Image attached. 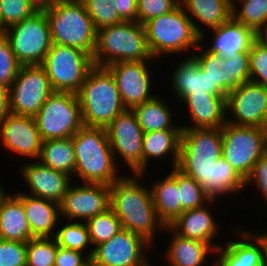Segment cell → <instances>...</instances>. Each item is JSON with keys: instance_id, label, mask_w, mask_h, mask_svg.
I'll return each mask as SVG.
<instances>
[{"instance_id": "obj_1", "label": "cell", "mask_w": 267, "mask_h": 266, "mask_svg": "<svg viewBox=\"0 0 267 266\" xmlns=\"http://www.w3.org/2000/svg\"><path fill=\"white\" fill-rule=\"evenodd\" d=\"M142 174L122 175L110 185V208L121 221L123 229L140 235L153 246L155 234L164 224L158 219L150 187L141 183Z\"/></svg>"}, {"instance_id": "obj_2", "label": "cell", "mask_w": 267, "mask_h": 266, "mask_svg": "<svg viewBox=\"0 0 267 266\" xmlns=\"http://www.w3.org/2000/svg\"><path fill=\"white\" fill-rule=\"evenodd\" d=\"M76 167L74 177L82 183L111 185L122 176L105 128L82 126L72 137Z\"/></svg>"}, {"instance_id": "obj_3", "label": "cell", "mask_w": 267, "mask_h": 266, "mask_svg": "<svg viewBox=\"0 0 267 266\" xmlns=\"http://www.w3.org/2000/svg\"><path fill=\"white\" fill-rule=\"evenodd\" d=\"M221 156V128H182L176 168L198 182L210 200L211 171Z\"/></svg>"}, {"instance_id": "obj_4", "label": "cell", "mask_w": 267, "mask_h": 266, "mask_svg": "<svg viewBox=\"0 0 267 266\" xmlns=\"http://www.w3.org/2000/svg\"><path fill=\"white\" fill-rule=\"evenodd\" d=\"M84 126L107 128L127 108L106 67L94 66L76 93Z\"/></svg>"}, {"instance_id": "obj_5", "label": "cell", "mask_w": 267, "mask_h": 266, "mask_svg": "<svg viewBox=\"0 0 267 266\" xmlns=\"http://www.w3.org/2000/svg\"><path fill=\"white\" fill-rule=\"evenodd\" d=\"M92 59L99 67L117 62L155 60L148 48L145 27L137 21H123L98 29Z\"/></svg>"}, {"instance_id": "obj_6", "label": "cell", "mask_w": 267, "mask_h": 266, "mask_svg": "<svg viewBox=\"0 0 267 266\" xmlns=\"http://www.w3.org/2000/svg\"><path fill=\"white\" fill-rule=\"evenodd\" d=\"M144 27L148 48L154 59L162 54H185L201 43V36L180 4L173 11L149 20Z\"/></svg>"}, {"instance_id": "obj_7", "label": "cell", "mask_w": 267, "mask_h": 266, "mask_svg": "<svg viewBox=\"0 0 267 266\" xmlns=\"http://www.w3.org/2000/svg\"><path fill=\"white\" fill-rule=\"evenodd\" d=\"M44 11L50 24L52 44L75 47L93 55L97 30L82 2L60 0Z\"/></svg>"}, {"instance_id": "obj_8", "label": "cell", "mask_w": 267, "mask_h": 266, "mask_svg": "<svg viewBox=\"0 0 267 266\" xmlns=\"http://www.w3.org/2000/svg\"><path fill=\"white\" fill-rule=\"evenodd\" d=\"M41 66L54 91L77 93L95 65L92 56L81 49L52 44Z\"/></svg>"}, {"instance_id": "obj_9", "label": "cell", "mask_w": 267, "mask_h": 266, "mask_svg": "<svg viewBox=\"0 0 267 266\" xmlns=\"http://www.w3.org/2000/svg\"><path fill=\"white\" fill-rule=\"evenodd\" d=\"M34 119L42 141L71 138L83 126L77 94L54 91Z\"/></svg>"}, {"instance_id": "obj_10", "label": "cell", "mask_w": 267, "mask_h": 266, "mask_svg": "<svg viewBox=\"0 0 267 266\" xmlns=\"http://www.w3.org/2000/svg\"><path fill=\"white\" fill-rule=\"evenodd\" d=\"M222 156L246 179L267 148V133L262 127L236 126L226 122L221 127Z\"/></svg>"}, {"instance_id": "obj_11", "label": "cell", "mask_w": 267, "mask_h": 266, "mask_svg": "<svg viewBox=\"0 0 267 266\" xmlns=\"http://www.w3.org/2000/svg\"><path fill=\"white\" fill-rule=\"evenodd\" d=\"M5 36L21 65H41L52 45L50 24L44 10L9 27Z\"/></svg>"}, {"instance_id": "obj_12", "label": "cell", "mask_w": 267, "mask_h": 266, "mask_svg": "<svg viewBox=\"0 0 267 266\" xmlns=\"http://www.w3.org/2000/svg\"><path fill=\"white\" fill-rule=\"evenodd\" d=\"M53 92L50 79L41 65H21L9 87L10 111L35 117Z\"/></svg>"}, {"instance_id": "obj_13", "label": "cell", "mask_w": 267, "mask_h": 266, "mask_svg": "<svg viewBox=\"0 0 267 266\" xmlns=\"http://www.w3.org/2000/svg\"><path fill=\"white\" fill-rule=\"evenodd\" d=\"M196 48L201 53L192 55L199 67L210 77L213 86L227 98V94L250 81L249 52L221 56L211 52L203 42ZM205 46V47H204Z\"/></svg>"}, {"instance_id": "obj_14", "label": "cell", "mask_w": 267, "mask_h": 266, "mask_svg": "<svg viewBox=\"0 0 267 266\" xmlns=\"http://www.w3.org/2000/svg\"><path fill=\"white\" fill-rule=\"evenodd\" d=\"M106 132L115 161L119 156L132 174H142L144 132L132 109L120 113L106 128Z\"/></svg>"}, {"instance_id": "obj_15", "label": "cell", "mask_w": 267, "mask_h": 266, "mask_svg": "<svg viewBox=\"0 0 267 266\" xmlns=\"http://www.w3.org/2000/svg\"><path fill=\"white\" fill-rule=\"evenodd\" d=\"M151 247L140 235L122 229L107 242L96 246L91 260L97 266H150L147 250Z\"/></svg>"}, {"instance_id": "obj_16", "label": "cell", "mask_w": 267, "mask_h": 266, "mask_svg": "<svg viewBox=\"0 0 267 266\" xmlns=\"http://www.w3.org/2000/svg\"><path fill=\"white\" fill-rule=\"evenodd\" d=\"M110 206V185L101 183L71 184L59 203L60 218L86 222L90 218L106 212Z\"/></svg>"}, {"instance_id": "obj_17", "label": "cell", "mask_w": 267, "mask_h": 266, "mask_svg": "<svg viewBox=\"0 0 267 266\" xmlns=\"http://www.w3.org/2000/svg\"><path fill=\"white\" fill-rule=\"evenodd\" d=\"M266 109L267 88L263 85L248 81L227 94L226 121L230 124L262 127Z\"/></svg>"}, {"instance_id": "obj_18", "label": "cell", "mask_w": 267, "mask_h": 266, "mask_svg": "<svg viewBox=\"0 0 267 266\" xmlns=\"http://www.w3.org/2000/svg\"><path fill=\"white\" fill-rule=\"evenodd\" d=\"M150 62L153 61L117 62L106 67L111 72L127 109H132L156 96L153 91L151 93L153 87L150 78L153 77L150 76Z\"/></svg>"}, {"instance_id": "obj_19", "label": "cell", "mask_w": 267, "mask_h": 266, "mask_svg": "<svg viewBox=\"0 0 267 266\" xmlns=\"http://www.w3.org/2000/svg\"><path fill=\"white\" fill-rule=\"evenodd\" d=\"M0 143L10 153L38 160L42 139L34 117L11 113L0 123Z\"/></svg>"}, {"instance_id": "obj_20", "label": "cell", "mask_w": 267, "mask_h": 266, "mask_svg": "<svg viewBox=\"0 0 267 266\" xmlns=\"http://www.w3.org/2000/svg\"><path fill=\"white\" fill-rule=\"evenodd\" d=\"M23 164L21 177L27 182L29 195L60 203L72 184L70 175L53 170L39 160Z\"/></svg>"}, {"instance_id": "obj_21", "label": "cell", "mask_w": 267, "mask_h": 266, "mask_svg": "<svg viewBox=\"0 0 267 266\" xmlns=\"http://www.w3.org/2000/svg\"><path fill=\"white\" fill-rule=\"evenodd\" d=\"M236 228V229H235ZM239 240H228L215 250L220 254L214 261L215 266H262L263 244L261 238L254 232L238 225L232 229Z\"/></svg>"}, {"instance_id": "obj_22", "label": "cell", "mask_w": 267, "mask_h": 266, "mask_svg": "<svg viewBox=\"0 0 267 266\" xmlns=\"http://www.w3.org/2000/svg\"><path fill=\"white\" fill-rule=\"evenodd\" d=\"M215 202L217 203V201L210 200L207 206L184 211L168 227L180 237L208 243L216 250L220 245L214 240L218 238L217 235L221 229L209 210L211 208H208Z\"/></svg>"}, {"instance_id": "obj_23", "label": "cell", "mask_w": 267, "mask_h": 266, "mask_svg": "<svg viewBox=\"0 0 267 266\" xmlns=\"http://www.w3.org/2000/svg\"><path fill=\"white\" fill-rule=\"evenodd\" d=\"M181 103L186 104L190 122L182 128H221L226 121V97L213 94H189Z\"/></svg>"}, {"instance_id": "obj_24", "label": "cell", "mask_w": 267, "mask_h": 266, "mask_svg": "<svg viewBox=\"0 0 267 266\" xmlns=\"http://www.w3.org/2000/svg\"><path fill=\"white\" fill-rule=\"evenodd\" d=\"M15 195L22 201L33 238L54 237L61 223L59 203L25 192Z\"/></svg>"}, {"instance_id": "obj_25", "label": "cell", "mask_w": 267, "mask_h": 266, "mask_svg": "<svg viewBox=\"0 0 267 266\" xmlns=\"http://www.w3.org/2000/svg\"><path fill=\"white\" fill-rule=\"evenodd\" d=\"M172 90L183 101L189 94H213L222 95L214 86L208 75L199 67L193 56L184 58L183 61L175 65L170 77Z\"/></svg>"}, {"instance_id": "obj_26", "label": "cell", "mask_w": 267, "mask_h": 266, "mask_svg": "<svg viewBox=\"0 0 267 266\" xmlns=\"http://www.w3.org/2000/svg\"><path fill=\"white\" fill-rule=\"evenodd\" d=\"M180 6L185 10L187 16L193 23L195 31L201 36V42H205V30L218 28L232 18L231 0H179ZM193 16V18H192ZM195 19V21H194ZM197 21V22H196ZM199 21V23H198ZM198 23V24H197Z\"/></svg>"}, {"instance_id": "obj_27", "label": "cell", "mask_w": 267, "mask_h": 266, "mask_svg": "<svg viewBox=\"0 0 267 266\" xmlns=\"http://www.w3.org/2000/svg\"><path fill=\"white\" fill-rule=\"evenodd\" d=\"M166 230L173 235L164 255L167 266H204L210 253H215V249L208 243L180 237L168 226H165L164 231Z\"/></svg>"}, {"instance_id": "obj_28", "label": "cell", "mask_w": 267, "mask_h": 266, "mask_svg": "<svg viewBox=\"0 0 267 266\" xmlns=\"http://www.w3.org/2000/svg\"><path fill=\"white\" fill-rule=\"evenodd\" d=\"M211 47L206 48L221 56H232L250 49L254 32L232 18L222 26L212 29Z\"/></svg>"}, {"instance_id": "obj_29", "label": "cell", "mask_w": 267, "mask_h": 266, "mask_svg": "<svg viewBox=\"0 0 267 266\" xmlns=\"http://www.w3.org/2000/svg\"><path fill=\"white\" fill-rule=\"evenodd\" d=\"M182 129H166L151 131L143 134V173L147 172V165L152 158L161 159L171 157V168L177 166L179 160ZM146 169V170H145Z\"/></svg>"}, {"instance_id": "obj_30", "label": "cell", "mask_w": 267, "mask_h": 266, "mask_svg": "<svg viewBox=\"0 0 267 266\" xmlns=\"http://www.w3.org/2000/svg\"><path fill=\"white\" fill-rule=\"evenodd\" d=\"M0 239L28 242L33 239L22 201L8 194L0 206Z\"/></svg>"}, {"instance_id": "obj_31", "label": "cell", "mask_w": 267, "mask_h": 266, "mask_svg": "<svg viewBox=\"0 0 267 266\" xmlns=\"http://www.w3.org/2000/svg\"><path fill=\"white\" fill-rule=\"evenodd\" d=\"M159 95L132 108L144 133L166 129H182V125L174 124L173 110Z\"/></svg>"}, {"instance_id": "obj_32", "label": "cell", "mask_w": 267, "mask_h": 266, "mask_svg": "<svg viewBox=\"0 0 267 266\" xmlns=\"http://www.w3.org/2000/svg\"><path fill=\"white\" fill-rule=\"evenodd\" d=\"M151 195L158 219L169 226L181 215L179 190L176 180L170 175L155 181L151 188Z\"/></svg>"}, {"instance_id": "obj_33", "label": "cell", "mask_w": 267, "mask_h": 266, "mask_svg": "<svg viewBox=\"0 0 267 266\" xmlns=\"http://www.w3.org/2000/svg\"><path fill=\"white\" fill-rule=\"evenodd\" d=\"M38 160L49 168L66 173L73 178L76 159L72 138L42 141Z\"/></svg>"}, {"instance_id": "obj_34", "label": "cell", "mask_w": 267, "mask_h": 266, "mask_svg": "<svg viewBox=\"0 0 267 266\" xmlns=\"http://www.w3.org/2000/svg\"><path fill=\"white\" fill-rule=\"evenodd\" d=\"M245 188V179L221 156L211 171V200L235 195Z\"/></svg>"}, {"instance_id": "obj_35", "label": "cell", "mask_w": 267, "mask_h": 266, "mask_svg": "<svg viewBox=\"0 0 267 266\" xmlns=\"http://www.w3.org/2000/svg\"><path fill=\"white\" fill-rule=\"evenodd\" d=\"M63 227L58 223L59 228L54 236L57 244L61 247L78 250L91 258L93 249H90L91 243L89 240L88 228L85 222L66 221ZM87 249L88 252H87Z\"/></svg>"}, {"instance_id": "obj_36", "label": "cell", "mask_w": 267, "mask_h": 266, "mask_svg": "<svg viewBox=\"0 0 267 266\" xmlns=\"http://www.w3.org/2000/svg\"><path fill=\"white\" fill-rule=\"evenodd\" d=\"M169 173L177 182L179 190V203H181V214L184 211L207 205L210 199L205 195L201 185L192 177L182 173L176 167L171 168Z\"/></svg>"}, {"instance_id": "obj_37", "label": "cell", "mask_w": 267, "mask_h": 266, "mask_svg": "<svg viewBox=\"0 0 267 266\" xmlns=\"http://www.w3.org/2000/svg\"><path fill=\"white\" fill-rule=\"evenodd\" d=\"M232 19L255 33L267 21V0H232Z\"/></svg>"}, {"instance_id": "obj_38", "label": "cell", "mask_w": 267, "mask_h": 266, "mask_svg": "<svg viewBox=\"0 0 267 266\" xmlns=\"http://www.w3.org/2000/svg\"><path fill=\"white\" fill-rule=\"evenodd\" d=\"M85 223L88 228L91 246L93 245L92 249L107 242L123 229L121 221L111 208L102 214L90 218Z\"/></svg>"}, {"instance_id": "obj_39", "label": "cell", "mask_w": 267, "mask_h": 266, "mask_svg": "<svg viewBox=\"0 0 267 266\" xmlns=\"http://www.w3.org/2000/svg\"><path fill=\"white\" fill-rule=\"evenodd\" d=\"M58 244L54 237L33 238L27 242V266H54Z\"/></svg>"}, {"instance_id": "obj_40", "label": "cell", "mask_w": 267, "mask_h": 266, "mask_svg": "<svg viewBox=\"0 0 267 266\" xmlns=\"http://www.w3.org/2000/svg\"><path fill=\"white\" fill-rule=\"evenodd\" d=\"M82 3L96 30L123 22L114 0H84Z\"/></svg>"}, {"instance_id": "obj_41", "label": "cell", "mask_w": 267, "mask_h": 266, "mask_svg": "<svg viewBox=\"0 0 267 266\" xmlns=\"http://www.w3.org/2000/svg\"><path fill=\"white\" fill-rule=\"evenodd\" d=\"M37 8L30 0H0V21L5 29L32 16Z\"/></svg>"}, {"instance_id": "obj_42", "label": "cell", "mask_w": 267, "mask_h": 266, "mask_svg": "<svg viewBox=\"0 0 267 266\" xmlns=\"http://www.w3.org/2000/svg\"><path fill=\"white\" fill-rule=\"evenodd\" d=\"M21 64L14 55L6 36L0 37V83L10 87L18 75Z\"/></svg>"}, {"instance_id": "obj_43", "label": "cell", "mask_w": 267, "mask_h": 266, "mask_svg": "<svg viewBox=\"0 0 267 266\" xmlns=\"http://www.w3.org/2000/svg\"><path fill=\"white\" fill-rule=\"evenodd\" d=\"M249 52L250 81L267 88V47L252 41Z\"/></svg>"}, {"instance_id": "obj_44", "label": "cell", "mask_w": 267, "mask_h": 266, "mask_svg": "<svg viewBox=\"0 0 267 266\" xmlns=\"http://www.w3.org/2000/svg\"><path fill=\"white\" fill-rule=\"evenodd\" d=\"M137 22L144 25L149 20L173 11L179 0H137Z\"/></svg>"}, {"instance_id": "obj_45", "label": "cell", "mask_w": 267, "mask_h": 266, "mask_svg": "<svg viewBox=\"0 0 267 266\" xmlns=\"http://www.w3.org/2000/svg\"><path fill=\"white\" fill-rule=\"evenodd\" d=\"M27 242L0 239V266H27Z\"/></svg>"}, {"instance_id": "obj_46", "label": "cell", "mask_w": 267, "mask_h": 266, "mask_svg": "<svg viewBox=\"0 0 267 266\" xmlns=\"http://www.w3.org/2000/svg\"><path fill=\"white\" fill-rule=\"evenodd\" d=\"M258 189L267 205V148L262 158L253 166L251 174L245 179V187L252 186Z\"/></svg>"}, {"instance_id": "obj_47", "label": "cell", "mask_w": 267, "mask_h": 266, "mask_svg": "<svg viewBox=\"0 0 267 266\" xmlns=\"http://www.w3.org/2000/svg\"><path fill=\"white\" fill-rule=\"evenodd\" d=\"M91 258L78 250L64 248L58 245L54 266H83Z\"/></svg>"}, {"instance_id": "obj_48", "label": "cell", "mask_w": 267, "mask_h": 266, "mask_svg": "<svg viewBox=\"0 0 267 266\" xmlns=\"http://www.w3.org/2000/svg\"><path fill=\"white\" fill-rule=\"evenodd\" d=\"M114 3L123 21H137V0H114Z\"/></svg>"}, {"instance_id": "obj_49", "label": "cell", "mask_w": 267, "mask_h": 266, "mask_svg": "<svg viewBox=\"0 0 267 266\" xmlns=\"http://www.w3.org/2000/svg\"><path fill=\"white\" fill-rule=\"evenodd\" d=\"M10 114L9 87L0 83V123Z\"/></svg>"}, {"instance_id": "obj_50", "label": "cell", "mask_w": 267, "mask_h": 266, "mask_svg": "<svg viewBox=\"0 0 267 266\" xmlns=\"http://www.w3.org/2000/svg\"><path fill=\"white\" fill-rule=\"evenodd\" d=\"M254 39L261 45L267 47V21L255 31Z\"/></svg>"}, {"instance_id": "obj_51", "label": "cell", "mask_w": 267, "mask_h": 266, "mask_svg": "<svg viewBox=\"0 0 267 266\" xmlns=\"http://www.w3.org/2000/svg\"><path fill=\"white\" fill-rule=\"evenodd\" d=\"M37 10H44L54 6L60 0H30Z\"/></svg>"}, {"instance_id": "obj_52", "label": "cell", "mask_w": 267, "mask_h": 266, "mask_svg": "<svg viewBox=\"0 0 267 266\" xmlns=\"http://www.w3.org/2000/svg\"><path fill=\"white\" fill-rule=\"evenodd\" d=\"M262 240L263 244V261L262 266H267V231L264 230L263 233H256Z\"/></svg>"}, {"instance_id": "obj_53", "label": "cell", "mask_w": 267, "mask_h": 266, "mask_svg": "<svg viewBox=\"0 0 267 266\" xmlns=\"http://www.w3.org/2000/svg\"><path fill=\"white\" fill-rule=\"evenodd\" d=\"M8 193L5 191V187H3V183L0 181V206L2 201L7 197Z\"/></svg>"}, {"instance_id": "obj_54", "label": "cell", "mask_w": 267, "mask_h": 266, "mask_svg": "<svg viewBox=\"0 0 267 266\" xmlns=\"http://www.w3.org/2000/svg\"><path fill=\"white\" fill-rule=\"evenodd\" d=\"M262 128L264 129V131L267 133V109H266V113L262 122Z\"/></svg>"}, {"instance_id": "obj_55", "label": "cell", "mask_w": 267, "mask_h": 266, "mask_svg": "<svg viewBox=\"0 0 267 266\" xmlns=\"http://www.w3.org/2000/svg\"><path fill=\"white\" fill-rule=\"evenodd\" d=\"M5 32H6V29L4 28V26L2 25L0 21V37L5 36Z\"/></svg>"}, {"instance_id": "obj_56", "label": "cell", "mask_w": 267, "mask_h": 266, "mask_svg": "<svg viewBox=\"0 0 267 266\" xmlns=\"http://www.w3.org/2000/svg\"><path fill=\"white\" fill-rule=\"evenodd\" d=\"M83 266H97L91 259L86 262Z\"/></svg>"}, {"instance_id": "obj_57", "label": "cell", "mask_w": 267, "mask_h": 266, "mask_svg": "<svg viewBox=\"0 0 267 266\" xmlns=\"http://www.w3.org/2000/svg\"><path fill=\"white\" fill-rule=\"evenodd\" d=\"M72 1H78V2H83L84 0H72Z\"/></svg>"}]
</instances>
